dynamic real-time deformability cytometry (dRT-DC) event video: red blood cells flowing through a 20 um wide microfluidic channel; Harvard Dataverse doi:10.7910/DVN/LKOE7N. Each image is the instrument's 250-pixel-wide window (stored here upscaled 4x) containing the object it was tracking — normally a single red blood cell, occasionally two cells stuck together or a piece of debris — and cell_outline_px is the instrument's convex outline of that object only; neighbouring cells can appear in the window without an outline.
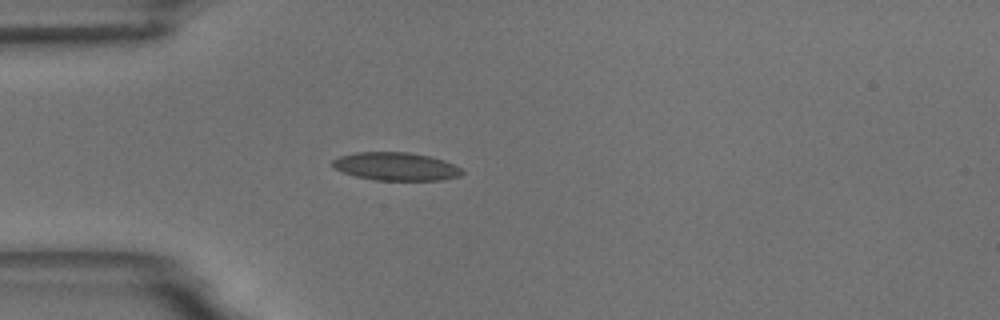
{"species": "common noctule bat (a hibernating species)", "species_latin": "Nyctalus noctula", "temperature_condition": "room temperature", "stored_images_in_passage": 35, "camera_frame_rate_fps": 3000, "um_per_image_px": 0.085, "animal": {"sex": "male", "body_mass_g": 18.8}, "frame": {"image": 1, "passage_image": 1, "time_ms": 0.0, "image_size_px": [1000, 320], "cell_outline_px": [[464, 172], [460, 176], [440, 180], [376, 180], [356, 176], [332, 168], [332, 160], [340, 156], [356, 152], [408, 152], [428, 156], [444, 160], [460, 168]], "centroid_in_image_um": [33.63, 14.14], "position_along_channel_um": 51.4, "area_um2": 21.1}}
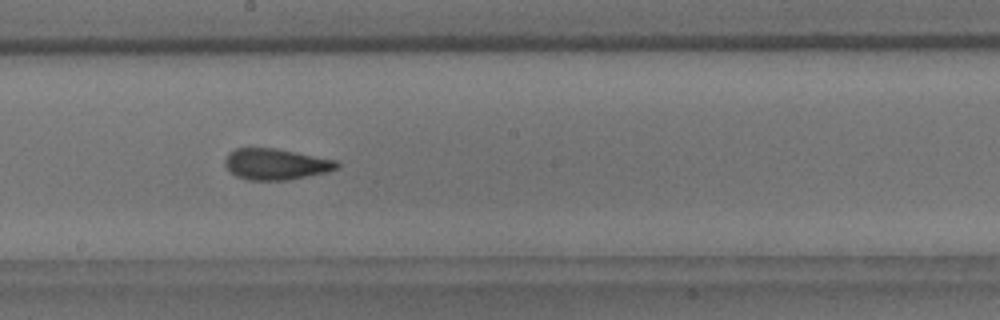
{"frame": {"image": 2, "passage_image": 16, "time_ms": 5.0, "image_size_px": [1000, 320], "cell_outline_px": [[340, 168], [328, 172], [308, 176], [284, 180], [248, 180], [236, 176], [224, 164], [224, 160], [228, 152], [236, 148], [276, 148], [336, 160], [340, 164]], "centroid_in_image_um": [23.46, 13.95], "position_along_channel_um": 224.7, "area_um2": 20.35}}
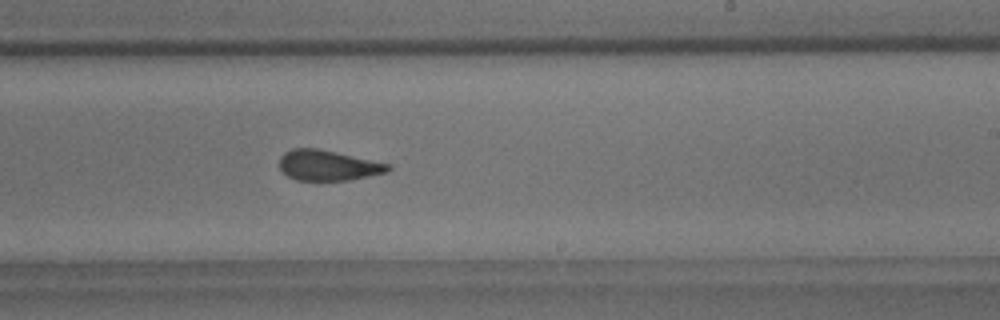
{"frame": {"image": 3, "passage_image": 19, "time_ms": 6.0, "image_size_px": [1000, 320], "cell_outline_px": [[392, 168], [388, 172], [348, 180], [296, 180], [288, 176], [280, 168], [280, 156], [284, 152], [292, 148], [316, 148], [392, 164]], "centroid_in_image_um": [27.89, 14.05], "position_along_channel_um": 261.1, "area_um2": 19.19}, "authors_computed_cell_mechanics": {"area_um2": 20.4034, "velocity_mm_per_s": 3.645, "shape_relaxation_time_tau1_ms": 3.8891, "shape_relaxation_time_tau2_ms": 1.1649, "deformation_change_tau1": 0.1429, "deformation_change_tau2": 0.0991}}